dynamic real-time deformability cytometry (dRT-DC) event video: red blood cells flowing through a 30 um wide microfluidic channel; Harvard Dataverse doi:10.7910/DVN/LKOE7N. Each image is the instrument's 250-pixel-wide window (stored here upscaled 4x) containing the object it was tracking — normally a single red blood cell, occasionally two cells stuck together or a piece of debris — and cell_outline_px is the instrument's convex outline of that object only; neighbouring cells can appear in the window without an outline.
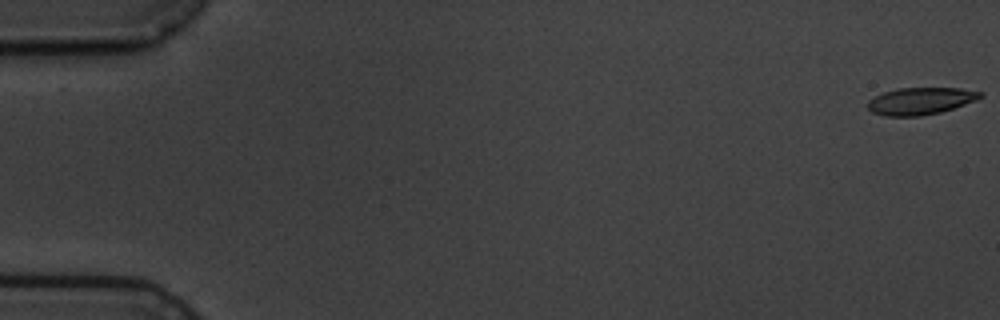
{"species": "common noctule bat (a hibernating species)", "species_latin": "Nyctalus noctula", "temperature_condition": "cold", "stored_images_in_passage": 6, "camera_frame_rate_fps": 3000, "um_per_image_px": 0.085, "animal": {"sex": "male", "body_mass_g": 19.5, "forearm_length_mm": 54.6}, "frame": {"image": 1, "passage_image": 1, "time_ms": 0.0, "image_size_px": [1000, 320], "cell_outline_px": [[984, 96], [976, 100], [940, 112], [920, 116], [884, 116], [872, 112], [868, 108], [868, 100], [884, 92], [896, 88], [960, 88], [984, 92]], "centroid_in_image_um": [78.25, 8.58], "position_along_channel_um": 6.7, "area_um2": 17.74}}
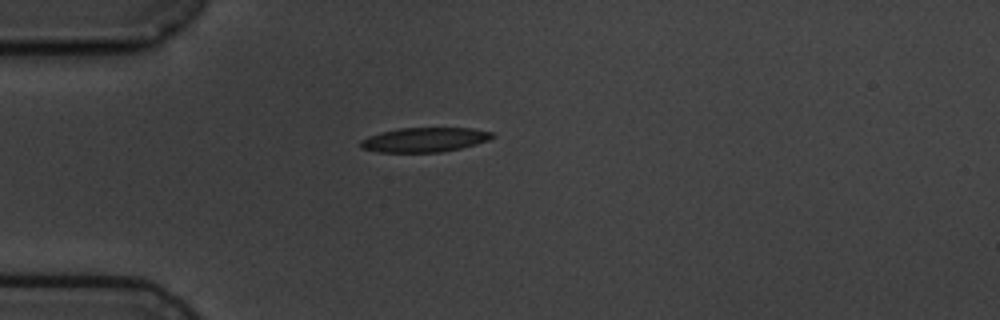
{"frame": {"image": 2, "passage_image": 5, "time_ms": 5.0, "image_size_px": [1000, 320], "cell_outline_px": [[496, 136], [488, 140], [476, 144], [460, 148], [440, 152], [380, 152], [360, 148], [360, 140], [368, 136], [380, 132], [400, 128], [472, 128], [496, 132]], "centroid_in_image_um": [36.11, 11.87], "position_along_channel_um": 48.9, "area_um2": 18.9}}